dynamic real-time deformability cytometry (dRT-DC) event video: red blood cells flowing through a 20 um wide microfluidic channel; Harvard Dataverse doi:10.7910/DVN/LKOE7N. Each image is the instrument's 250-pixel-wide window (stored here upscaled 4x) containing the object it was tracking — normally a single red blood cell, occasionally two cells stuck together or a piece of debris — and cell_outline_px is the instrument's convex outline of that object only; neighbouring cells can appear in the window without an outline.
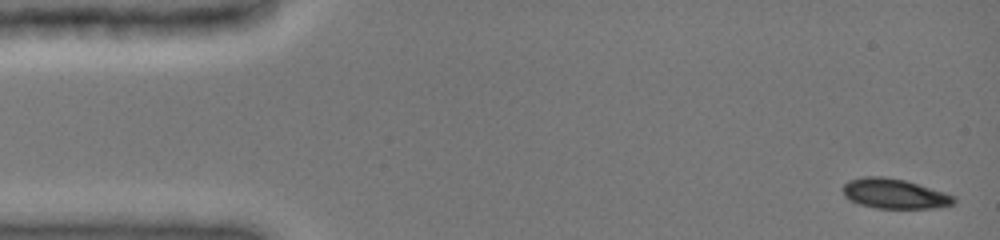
{"species": "common noctule bat (a hibernating species)", "species_latin": "Nyctalus noctula", "temperature_condition": "cold", "stored_images_in_passage": 8, "camera_frame_rate_fps": 3000, "um_per_image_px": 0.085, "animal": {"sex": "female", "body_mass_g": 19.0, "forearm_length_mm": 51.5}, "frame": {"image": 1, "passage_image": 1, "time_ms": 0.0, "image_size_px": [1000, 240], "cell_outline_px": [[956, 204], [936, 208], [876, 208], [860, 204], [848, 200], [844, 196], [844, 184], [848, 180], [864, 176], [880, 176], [904, 180], [944, 192], [956, 196]], "centroid_in_image_um": [76.04, 16.47], "position_along_channel_um": 9.0, "area_um2": 19.36}}